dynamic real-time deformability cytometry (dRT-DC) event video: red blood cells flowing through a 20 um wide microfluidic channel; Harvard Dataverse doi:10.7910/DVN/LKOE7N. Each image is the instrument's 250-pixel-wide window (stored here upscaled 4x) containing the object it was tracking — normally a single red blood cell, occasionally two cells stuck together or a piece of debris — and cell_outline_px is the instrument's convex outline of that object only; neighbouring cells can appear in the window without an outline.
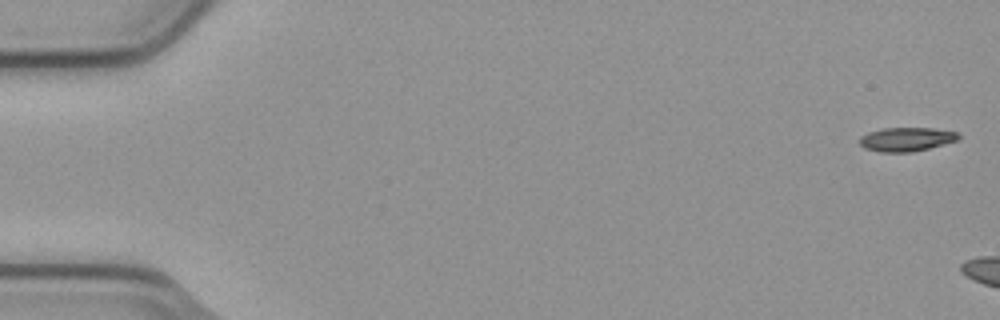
{"species": "common noctule bat (a hibernating species)", "species_latin": "Nyctalus noctula", "temperature_condition": "cold", "stored_images_in_passage": 3, "camera_frame_rate_fps": 3000, "um_per_image_px": 0.085, "animal": {"sex": "male", "body_mass_g": 23.1, "forearm_length_mm": 52.7}, "frame": {"image": 1, "passage_image": 1, "time_ms": 0.0, "image_size_px": [1000, 320], "cell_outline_px": [[960, 136], [956, 140], [928, 148], [912, 152], [880, 152], [864, 148], [860, 144], [860, 136], [868, 132], [884, 128], [932, 128], [960, 132]], "centroid_in_image_um": [77.03, 11.83], "position_along_channel_um": 8.0, "area_um2": 13.7}}